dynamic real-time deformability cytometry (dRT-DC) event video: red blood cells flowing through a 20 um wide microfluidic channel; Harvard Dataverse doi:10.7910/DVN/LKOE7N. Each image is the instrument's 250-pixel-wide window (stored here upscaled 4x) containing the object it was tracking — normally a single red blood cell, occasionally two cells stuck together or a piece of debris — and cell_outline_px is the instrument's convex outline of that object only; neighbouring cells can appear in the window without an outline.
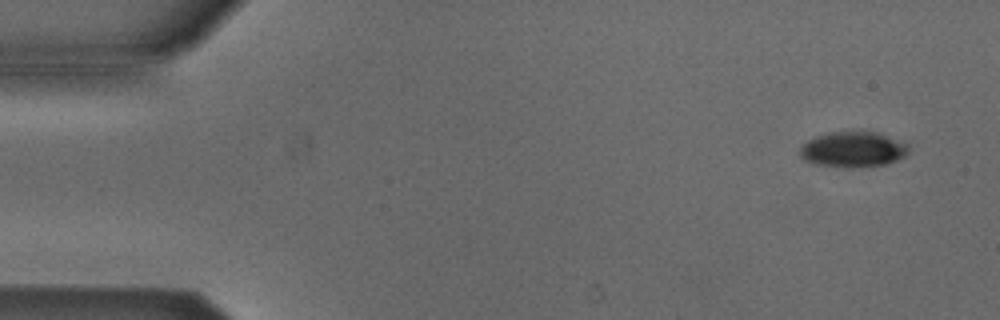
{"species": "Egyptian fruit bat (a non-hibernating species)", "species_latin": "Rousettus aegyptiacus", "temperature_condition": "cold", "stored_images_in_passage": 5, "camera_frame_rate_fps": 3000, "um_per_image_px": 0.085, "animal": {"sex": "male"}, "frame": {"image": 1, "passage_image": 1, "time_ms": 0.0, "image_size_px": [1000, 320], "cell_outline_px": [[908, 152], [904, 156], [896, 160], [884, 164], [852, 168], [844, 168], [816, 164], [804, 160], [800, 156], [800, 148], [808, 140], [816, 136], [828, 132], [876, 132], [908, 144]], "centroid_in_image_um": [72.47, 12.71], "position_along_channel_um": 12.5, "area_um2": 22.31}}
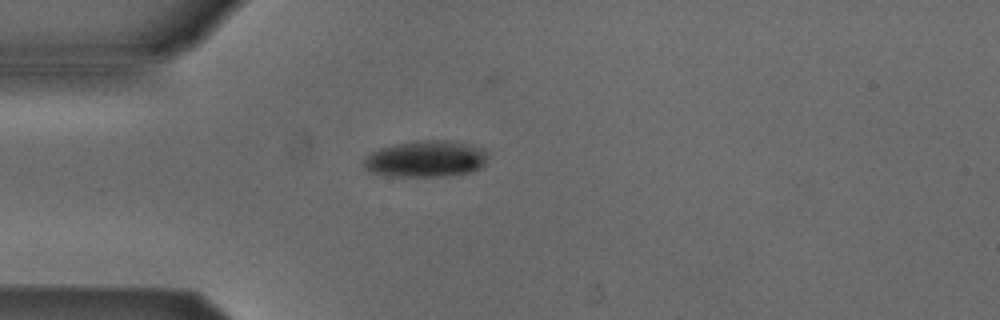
{"frame": {"image": 2, "passage_image": 4, "time_ms": 1.0, "image_size_px": [1000, 320], "cell_outline_px": [[484, 164], [480, 168], [472, 172], [444, 176], [396, 176], [372, 172], [364, 168], [364, 160], [372, 152], [380, 148], [392, 144], [412, 140], [452, 140], [472, 144], [480, 148], [484, 152]], "centroid_in_image_um": [36.18, 13.48], "position_along_channel_um": 48.8, "area_um2": 26.24}}